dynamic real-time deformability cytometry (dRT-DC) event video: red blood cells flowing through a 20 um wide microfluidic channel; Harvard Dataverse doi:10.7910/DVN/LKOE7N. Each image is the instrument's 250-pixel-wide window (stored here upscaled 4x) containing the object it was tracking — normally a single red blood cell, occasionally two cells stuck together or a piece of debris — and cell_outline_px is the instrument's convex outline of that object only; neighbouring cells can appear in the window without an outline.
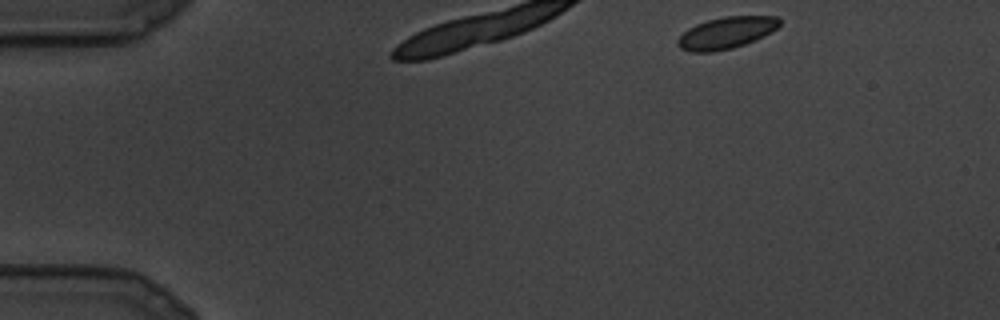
{"species": "common noctule bat (a hibernating species)", "species_latin": "Nyctalus noctula", "temperature_condition": "cold", "stored_images_in_passage": 7, "camera_frame_rate_fps": 3000, "um_per_image_px": 0.085, "animal": {"sex": "male", "body_mass_g": 19.5, "forearm_length_mm": 54.6}, "frame": {"image": 1, "passage_image": 1, "time_ms": 0.0, "image_size_px": [1000, 320], "cell_outline_px": [[780, 24], [776, 28], [764, 36], [756, 40], [732, 48], [712, 52], [692, 52], [680, 48], [676, 44], [676, 40], [688, 28], [696, 24], [708, 20], [724, 16], [776, 16], [780, 20]], "centroid_in_image_um": [61.71, 2.79], "position_along_channel_um": 23.3, "area_um2": 18.79}}